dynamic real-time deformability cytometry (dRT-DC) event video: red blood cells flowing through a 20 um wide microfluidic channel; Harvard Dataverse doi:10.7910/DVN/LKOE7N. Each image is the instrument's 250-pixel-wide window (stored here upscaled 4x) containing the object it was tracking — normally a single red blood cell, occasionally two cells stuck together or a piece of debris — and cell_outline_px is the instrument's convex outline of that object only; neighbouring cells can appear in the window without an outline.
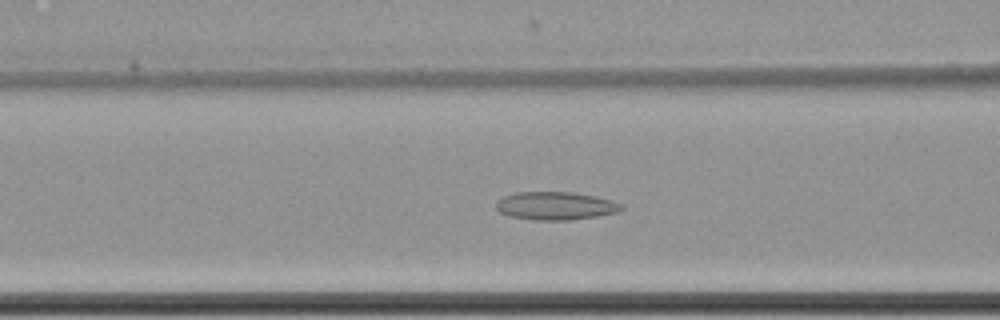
{"species": "common noctule bat (a hibernating species)", "species_latin": "Nyctalus noctula", "temperature_condition": "cold", "stored_images_in_passage": 56, "camera_frame_rate_fps": 3000, "um_per_image_px": 0.085, "animal": {"sex": "female", "body_mass_g": 22.7, "forearm_length_mm": 54.2}, "frame": {"image": 1, "passage_image": 21, "time_ms": 6.667, "image_size_px": [1000, 320], "cell_outline_px": [[624, 208], [620, 212], [596, 216], [568, 220], [532, 220], [508, 216], [500, 212], [496, 208], [496, 200], [504, 196], [516, 192], [572, 192], [612, 200], [624, 204]], "centroid_in_image_um": [47.22, 17.5], "position_along_channel_um": 119.4, "area_um2": 20.63}}
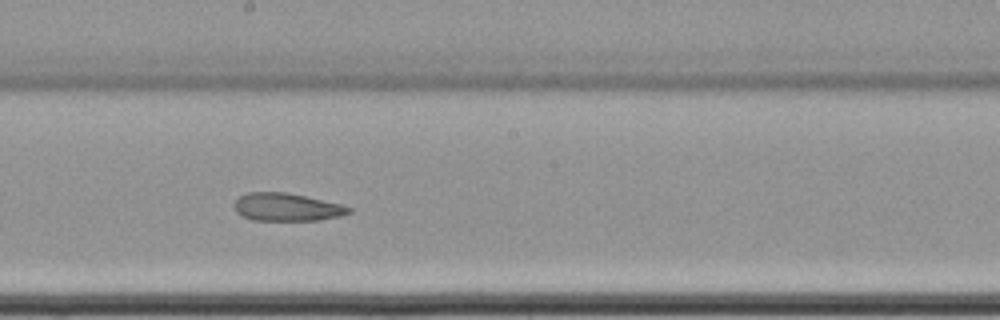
{"frame": {"image": 2, "passage_image": 30, "time_ms": 9.667, "image_size_px": [1000, 320], "cell_outline_px": [[352, 212], [340, 216], [320, 220], [252, 220], [236, 212], [232, 204], [240, 196], [248, 192], [284, 192], [344, 204], [352, 208]], "centroid_in_image_um": [24.39, 17.6], "position_along_channel_um": 223.8, "area_um2": 18.67}}
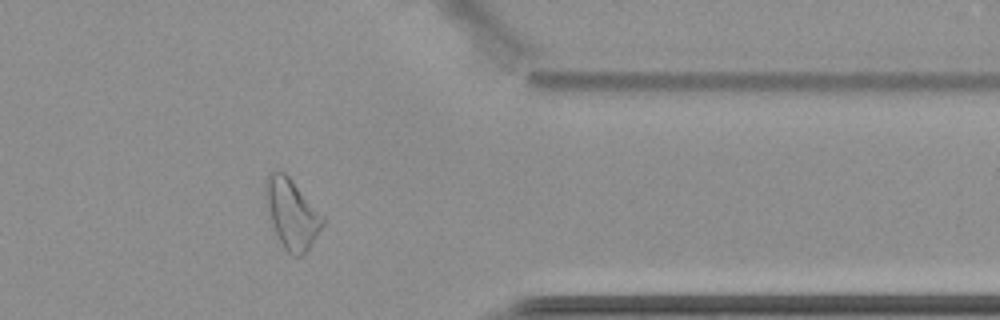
{"frame": {"image": 3, "passage_image": 45, "time_ms": 14.667, "image_size_px": [1000, 320], "cell_outline_px": [[324, 224], [308, 248], [300, 256], [292, 256], [284, 248], [268, 220], [264, 192], [264, 188], [268, 176], [272, 172], [284, 172], [292, 180], [324, 216]], "centroid_in_image_um": [24.77, 18.17], "position_along_channel_um": 386.6, "area_um2": 23.06}, "authors_computed_cell_mechanics": {"area_um2": 22.6576, "velocity_mm_per_s": 3.489, "shape_relaxation_time_tau1_ms": null, "shape_relaxation_time_tau2_ms": 10.3841, "deformation_change_tau1": null, "deformation_change_tau2": 0.1744}}